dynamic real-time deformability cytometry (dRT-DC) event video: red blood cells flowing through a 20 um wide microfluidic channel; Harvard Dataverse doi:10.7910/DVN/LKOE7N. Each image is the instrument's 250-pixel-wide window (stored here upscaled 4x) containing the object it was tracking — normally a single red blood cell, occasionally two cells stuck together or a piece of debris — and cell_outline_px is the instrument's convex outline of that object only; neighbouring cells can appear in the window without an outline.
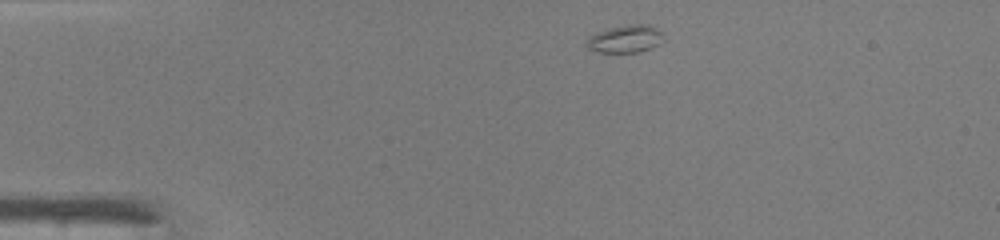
{"species": "common noctule bat (a hibernating species)", "species_latin": "Nyctalus noctula", "temperature_condition": "warm", "stored_images_in_passage": 39, "camera_frame_rate_fps": 3000, "um_per_image_px": 0.085, "animal": {"sex": "male", "body_mass_g": 19.0, "forearm_length_mm": 50.8}, "frame": {"image": 1, "passage_image": 1, "time_ms": 0.0, "image_size_px": [1000, 240], "cell_outline_px": [[664, 40], [660, 44], [640, 52], [600, 52], [588, 48], [588, 36], [596, 32], [608, 28], [628, 24], [648, 24], [660, 32]], "centroid_in_image_um": [53.16, 3.3], "position_along_channel_um": 31.8, "area_um2": 12.25}}
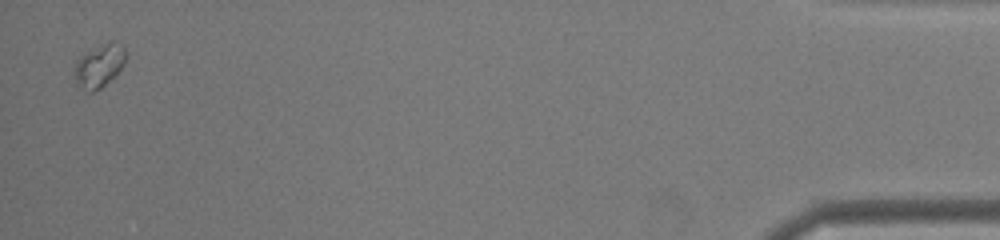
{"frame": {"image": 2, "passage_image": 38, "time_ms": 12.333, "image_size_px": [1000, 240], "cell_outline_px": [[128, 56], [124, 64], [100, 88], [92, 92], [88, 92], [76, 84], [76, 60], [84, 52], [108, 40], [112, 40], [124, 44], [128, 52]], "centroid_in_image_um": [8.49, 5.5], "position_along_channel_um": 426.7, "area_um2": 13.01}, "authors_computed_cell_mechanics": {"area_um2": 10.115, "velocity_mm_per_s": 4.3295, "shape_relaxation_time_tau1_ms": 4.0919, "shape_relaxation_time_tau2_ms": null, "deformation_change_tau1": 0.0889, "deformation_change_tau2": null}}